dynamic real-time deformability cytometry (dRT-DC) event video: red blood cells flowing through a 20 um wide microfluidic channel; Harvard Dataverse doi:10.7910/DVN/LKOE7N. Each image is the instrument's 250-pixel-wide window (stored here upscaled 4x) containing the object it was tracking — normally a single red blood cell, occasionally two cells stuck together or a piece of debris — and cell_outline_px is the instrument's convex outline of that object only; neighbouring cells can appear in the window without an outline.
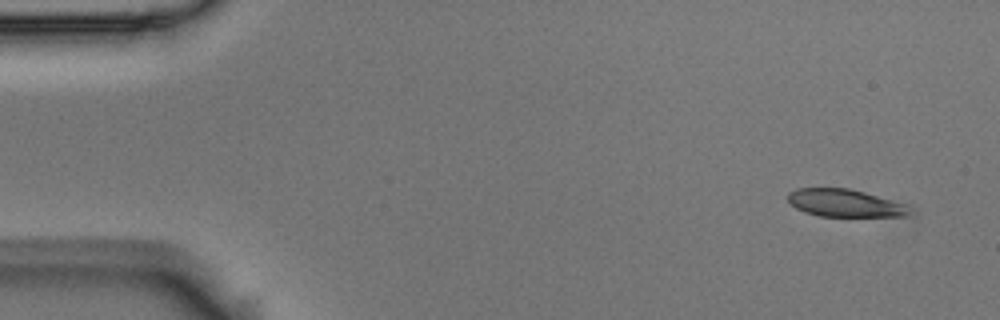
{"species": "Egyptian fruit bat (a non-hibernating species)", "species_latin": "Rousettus aegyptiacus", "temperature_condition": "room temperature", "stored_images_in_passage": 4, "camera_frame_rate_fps": 3000, "um_per_image_px": 0.085, "animal": {"sex": "male"}, "frame": {"image": 1, "passage_image": 1, "time_ms": 0.0, "image_size_px": [1000, 320], "cell_outline_px": [[908, 216], [820, 216], [804, 212], [796, 208], [788, 200], [788, 192], [796, 188], [848, 188], [864, 192], [904, 204], [908, 212]], "centroid_in_image_um": [71.72, 17.25], "position_along_channel_um": 13.3, "area_um2": 19.19}}
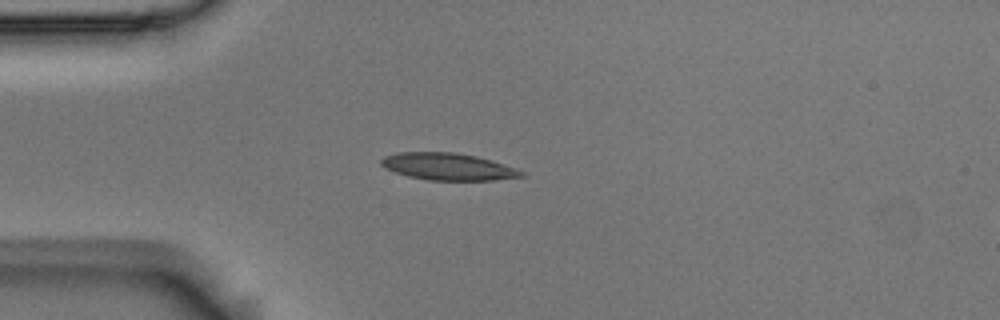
{"frame": {"image": 2, "passage_image": 4, "time_ms": 1.0, "image_size_px": [1000, 320], "cell_outline_px": [[524, 176], [492, 180], [428, 180], [408, 176], [384, 168], [380, 164], [380, 160], [384, 156], [396, 152], [452, 152], [476, 156], [492, 160], [516, 168], [524, 172]], "centroid_in_image_um": [38.05, 14.15], "position_along_channel_um": 46.9, "area_um2": 22.08}}